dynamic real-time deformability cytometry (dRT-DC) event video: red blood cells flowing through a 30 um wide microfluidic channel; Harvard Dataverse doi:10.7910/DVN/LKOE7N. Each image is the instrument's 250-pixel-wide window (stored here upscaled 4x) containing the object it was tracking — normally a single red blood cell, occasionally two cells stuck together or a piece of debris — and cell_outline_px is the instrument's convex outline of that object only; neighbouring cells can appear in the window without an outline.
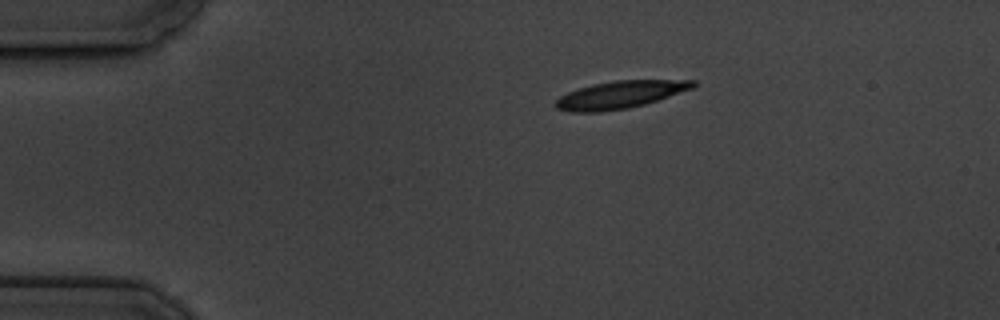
{"species": "common noctule bat (a hibernating species)", "species_latin": "Nyctalus noctula", "temperature_condition": "cold", "stored_images_in_passage": 4, "camera_frame_rate_fps": 3000, "um_per_image_px": 0.085, "animal": {"sex": "male", "body_mass_g": 19.5, "forearm_length_mm": 54.6}, "frame": {"image": 1, "passage_image": 1, "time_ms": 0.0, "image_size_px": [1000, 320], "cell_outline_px": [[696, 84], [692, 88], [644, 104], [628, 108], [600, 112], [568, 112], [556, 108], [556, 100], [560, 96], [568, 92], [592, 84], [616, 80], [696, 80]], "centroid_in_image_um": [52.67, 8.05], "position_along_channel_um": 32.3, "area_um2": 21.73}}
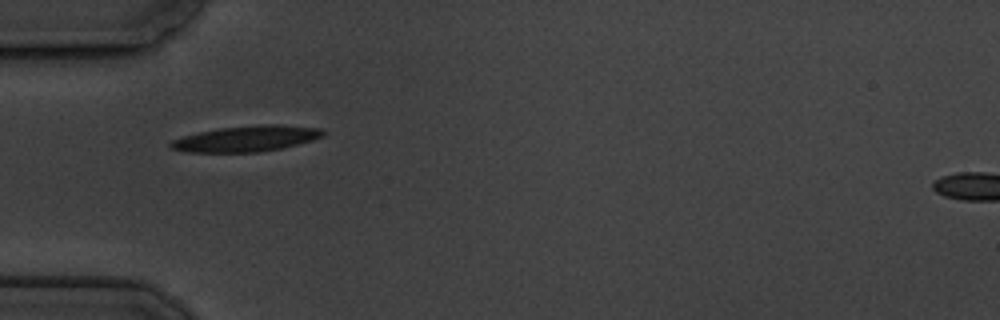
{"frame": {"image": 2, "passage_image": 3, "time_ms": 2.333, "image_size_px": [1000, 320], "cell_outline_px": [[328, 132], [324, 136], [312, 140], [280, 148], [260, 152], [184, 152], [172, 148], [168, 144], [172, 140], [184, 136], [200, 132], [220, 128], [260, 124], [280, 124], [320, 128]], "centroid_in_image_um": [20.98, 11.78], "position_along_channel_um": 64.0, "area_um2": 22.89}}